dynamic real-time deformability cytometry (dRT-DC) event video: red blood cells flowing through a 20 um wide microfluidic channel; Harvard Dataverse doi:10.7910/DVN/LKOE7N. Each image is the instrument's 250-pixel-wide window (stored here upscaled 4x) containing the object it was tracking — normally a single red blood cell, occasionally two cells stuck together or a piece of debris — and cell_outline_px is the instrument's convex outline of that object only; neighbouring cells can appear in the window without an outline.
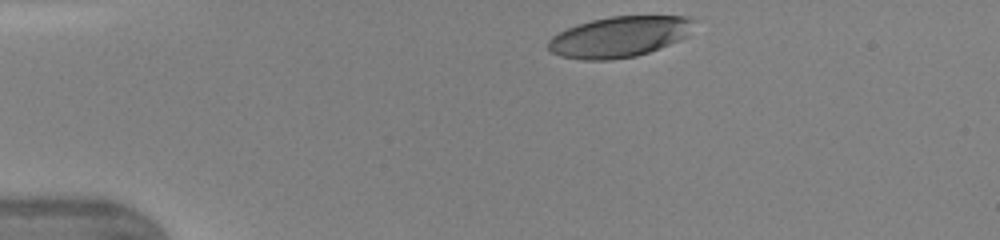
{"species": "human", "species_latin": "Homo sapiens", "temperature_condition": "warm", "stored_images_in_passage": 32, "camera_frame_rate_fps": 3000, "um_per_image_px": 0.085, "donor": {"sex": "female"}, "frame": {"image": 1, "passage_image": 1, "time_ms": 0.0, "image_size_px": [1000, 240], "cell_outline_px": [[696, 20], [688, 36], [680, 40], [648, 52], [636, 56], [612, 60], [584, 60], [560, 56], [552, 52], [548, 48], [548, 40], [552, 36], [568, 28], [592, 20], [612, 16], [684, 16]], "centroid_in_image_um": [52.66, 3.13], "position_along_channel_um": 32.3, "area_um2": 34.51}}
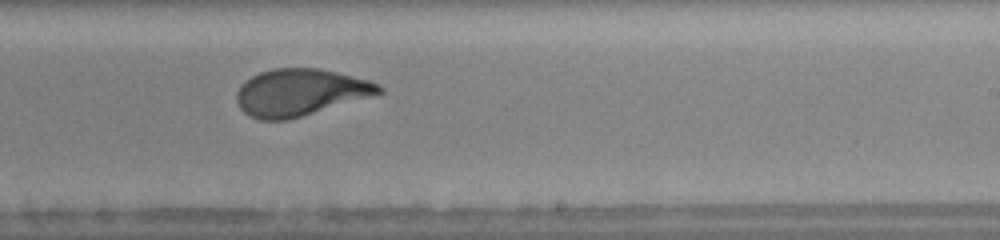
{"frame": {"image": 2, "passage_image": 21, "time_ms": 6.667, "image_size_px": [1000, 240], "cell_outline_px": [[384, 92], [288, 120], [260, 120], [248, 116], [240, 108], [236, 100], [236, 92], [252, 76], [260, 72], [276, 68], [316, 68], [336, 72], [368, 80], [380, 84], [384, 88]], "centroid_in_image_um": [25.5, 7.86], "position_along_channel_um": 263.5, "area_um2": 38.49}}
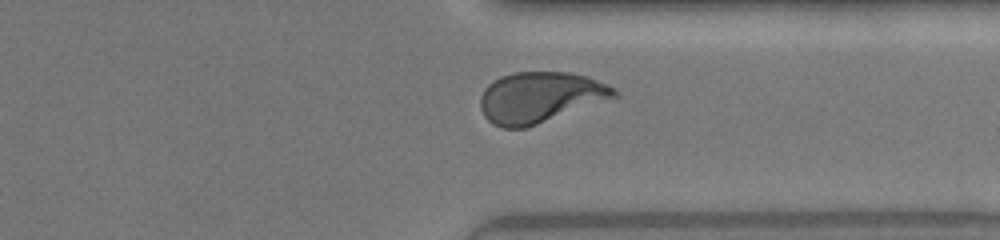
{"frame": {"image": 3, "passage_image": 28, "time_ms": 9.0, "image_size_px": [1000, 240], "cell_outline_px": [[620, 96], [524, 128], [504, 128], [492, 124], [484, 116], [480, 108], [480, 96], [484, 88], [488, 84], [500, 76], [512, 72], [568, 72], [588, 76], [616, 88], [620, 92]], "centroid_in_image_um": [45.91, 8.26], "position_along_channel_um": 365.5, "area_um2": 39.77}, "authors_computed_cell_mechanics": {"area_um2": 38.8416, "velocity_mm_per_s": 4.3551, "shape_relaxation_time_tau1_ms": 2.6087, "shape_relaxation_time_tau2_ms": 0.6991, "deformation_change_tau1": 0.171, "deformation_change_tau2": 0.0706}}